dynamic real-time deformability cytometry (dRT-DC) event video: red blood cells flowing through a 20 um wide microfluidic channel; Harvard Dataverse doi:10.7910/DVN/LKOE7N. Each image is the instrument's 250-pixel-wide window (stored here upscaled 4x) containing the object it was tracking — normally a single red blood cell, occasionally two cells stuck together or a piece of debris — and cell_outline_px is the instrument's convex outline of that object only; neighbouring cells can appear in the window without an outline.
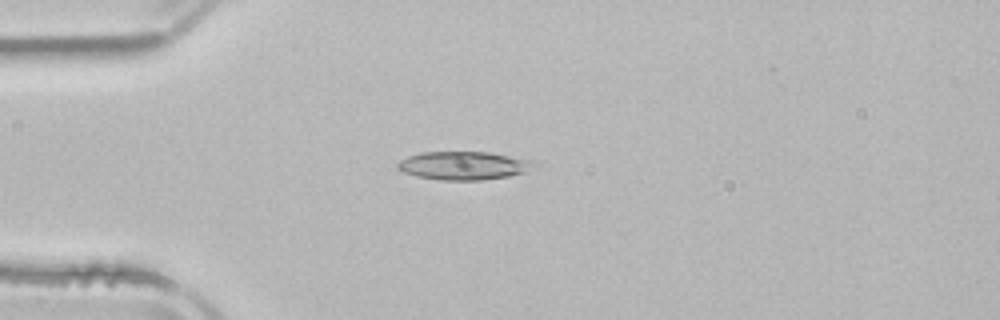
{"species": "common noctule bat (a hibernating species)", "species_latin": "Nyctalus noctula", "temperature_condition": "room temperature", "stored_images_in_passage": 1, "camera_frame_rate_fps": 3000, "um_per_image_px": 0.085, "animal": {"sex": "male", "body_mass_g": 21.5, "forearm_length_mm": 52.0}, "frame": {"image": 1, "passage_image": 1, "time_ms": 0.0, "image_size_px": [1000, 320], "cell_outline_px": [[536, 164], [524, 172], [508, 176], [484, 180], [440, 180], [416, 176], [404, 172], [396, 168], [396, 164], [400, 160], [408, 156], [424, 152], [488, 152], [536, 160]], "centroid_in_image_um": [39.41, 14.07], "position_along_channel_um": 45.6, "area_um2": 22.54}}